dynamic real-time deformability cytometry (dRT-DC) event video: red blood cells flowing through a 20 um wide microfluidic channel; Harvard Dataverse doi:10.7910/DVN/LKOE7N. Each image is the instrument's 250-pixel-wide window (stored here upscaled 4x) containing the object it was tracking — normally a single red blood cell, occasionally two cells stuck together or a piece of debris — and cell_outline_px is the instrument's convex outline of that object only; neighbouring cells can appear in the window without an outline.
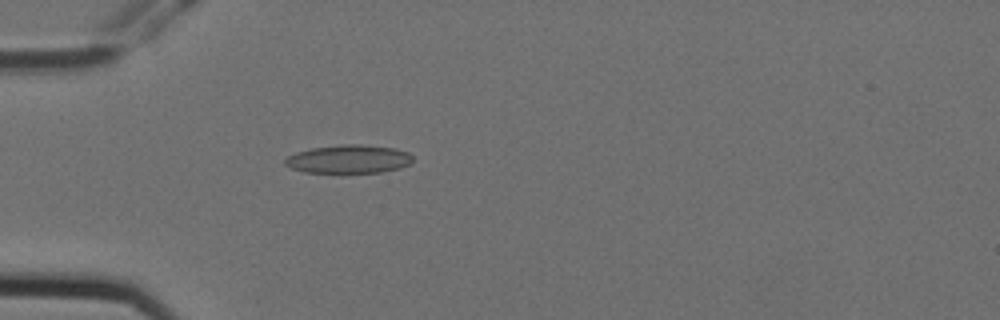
{"species": "Egyptian fruit bat (a non-hibernating species)", "species_latin": "Rousettus aegyptiacus", "temperature_condition": "cold", "stored_images_in_passage": 5, "camera_frame_rate_fps": 3000, "um_per_image_px": 0.085, "animal": {"sex": "female"}, "frame": {"image": 1, "passage_image": 5, "time_ms": 1.333, "image_size_px": [1000, 320], "cell_outline_px": [[412, 160], [408, 164], [400, 168], [380, 172], [304, 172], [292, 168], [284, 164], [284, 160], [288, 156], [296, 152], [312, 148], [344, 144], [360, 144], [396, 148], [408, 152], [412, 156]], "centroid_in_image_um": [29.64, 13.51], "position_along_channel_um": 55.4, "area_um2": 20.98}}